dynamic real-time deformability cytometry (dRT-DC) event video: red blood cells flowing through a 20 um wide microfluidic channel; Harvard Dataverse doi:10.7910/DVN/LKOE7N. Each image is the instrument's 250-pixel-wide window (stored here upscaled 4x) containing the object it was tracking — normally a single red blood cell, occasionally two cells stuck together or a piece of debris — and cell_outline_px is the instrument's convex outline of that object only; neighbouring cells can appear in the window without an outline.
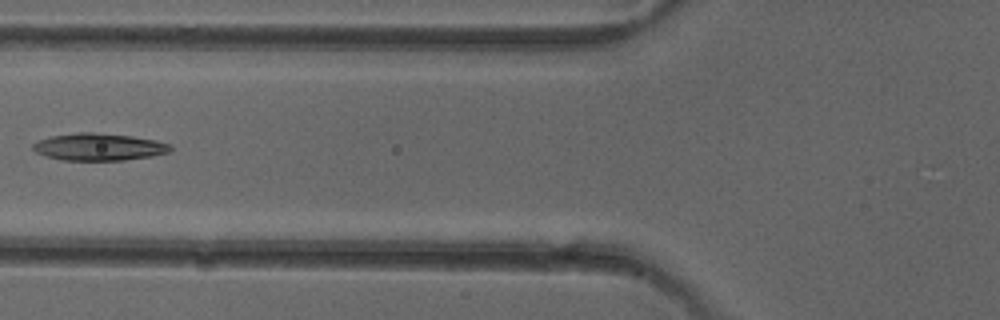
{"species": "common noctule bat (a hibernating species)", "species_latin": "Nyctalus noctula", "temperature_condition": "cold", "stored_images_in_passage": 4, "camera_frame_rate_fps": 3000, "um_per_image_px": 0.085, "animal": {"sex": "female"}, "frame": {"image": 1, "passage_image": 4, "time_ms": 4.333, "image_size_px": [1000, 320], "cell_outline_px": [[172, 148], [168, 152], [152, 156], [124, 160], [64, 160], [44, 156], [36, 152], [32, 148], [32, 144], [40, 140], [52, 136], [80, 132], [92, 132], [132, 136], [156, 140], [172, 144]], "centroid_in_image_um": [8.42, 12.49], "position_along_channel_um": 117.4, "area_um2": 21.73}}